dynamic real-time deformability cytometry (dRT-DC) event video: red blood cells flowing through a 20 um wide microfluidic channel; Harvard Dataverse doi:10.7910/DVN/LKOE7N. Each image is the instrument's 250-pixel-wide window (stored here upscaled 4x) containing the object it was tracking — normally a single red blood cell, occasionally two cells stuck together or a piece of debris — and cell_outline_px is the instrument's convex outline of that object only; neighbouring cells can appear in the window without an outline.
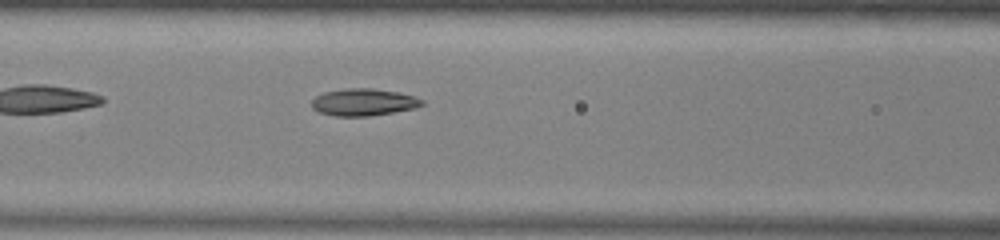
{"species": "common noctule bat (a hibernating species)", "species_latin": "Nyctalus noctula", "temperature_condition": "warm", "stored_images_in_passage": 36, "camera_frame_rate_fps": 3000, "um_per_image_px": 0.085, "animal": {"sex": "male", "body_mass_g": 13.0, "forearm_length_mm": 53.1}, "frame": {"image": 1, "passage_image": 6, "time_ms": 1.667, "image_size_px": [1000, 240], "cell_outline_px": [[424, 104], [416, 108], [368, 116], [336, 116], [320, 112], [312, 108], [312, 100], [316, 96], [324, 92], [344, 88], [372, 88], [400, 92], [424, 100]], "centroid_in_image_um": [30.91, 8.67], "position_along_channel_um": 135.7, "area_um2": 17.4}}
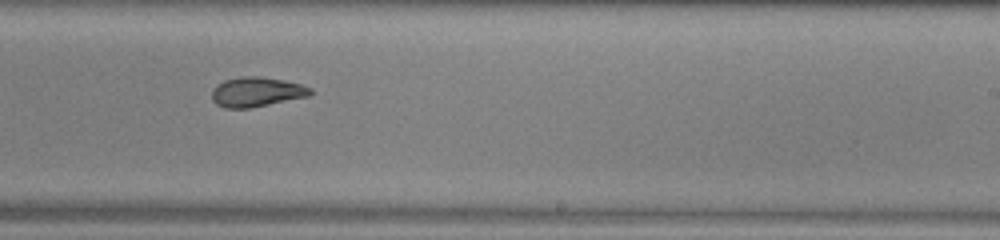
{"frame": {"image": 2, "passage_image": 16, "time_ms": 5.0, "image_size_px": [1000, 240], "cell_outline_px": [[312, 92], [308, 96], [248, 108], [224, 108], [216, 104], [212, 100], [212, 88], [216, 84], [224, 80], [240, 76], [256, 76], [284, 80], [300, 84], [312, 88]], "centroid_in_image_um": [21.76, 7.8], "position_along_channel_um": 267.2, "area_um2": 16.99}, "authors_computed_cell_mechanics": {"area_um2": 17.2822, "velocity_mm_per_s": 3.9563, "shape_relaxation_time_tau1_ms": 7.2089, "shape_relaxation_time_tau2_ms": 2.8117, "deformation_change_tau1": 0.1878, "deformation_change_tau2": 0.0803}}